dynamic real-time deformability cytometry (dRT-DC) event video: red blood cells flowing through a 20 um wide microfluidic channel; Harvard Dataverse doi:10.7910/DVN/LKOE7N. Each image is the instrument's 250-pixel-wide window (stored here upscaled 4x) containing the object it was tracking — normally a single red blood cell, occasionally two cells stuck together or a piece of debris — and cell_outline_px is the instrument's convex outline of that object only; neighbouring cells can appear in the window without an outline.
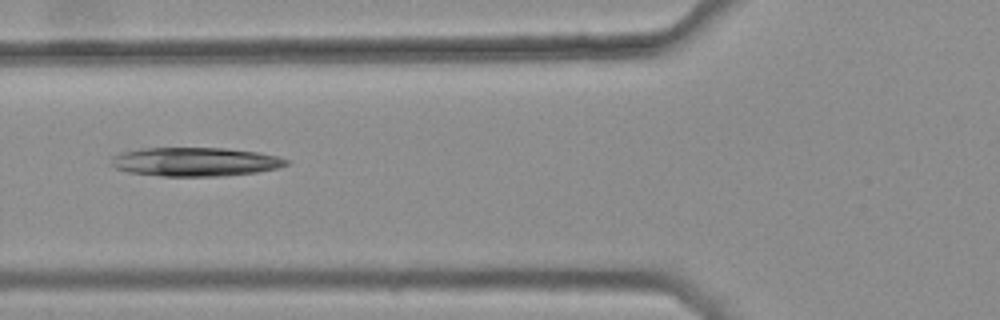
{"species": "common noctule bat (a hibernating species)", "species_latin": "Nyctalus noctula", "temperature_condition": "warm", "stored_images_in_passage": 4, "camera_frame_rate_fps": 3000, "um_per_image_px": 0.085, "animal": {"sex": "female", "body_mass_g": 25.1}, "frame": {"image": 1, "passage_image": 3, "time_ms": 0.667, "image_size_px": [1000, 320], "cell_outline_px": [[292, 160], [288, 164], [276, 168], [256, 172], [220, 176], [160, 176], [128, 172], [116, 168], [108, 164], [112, 156], [120, 152], [140, 148], [224, 148], [260, 152], [280, 156]], "centroid_in_image_um": [16.58, 13.74], "position_along_channel_um": 109.2, "area_um2": 29.77}}
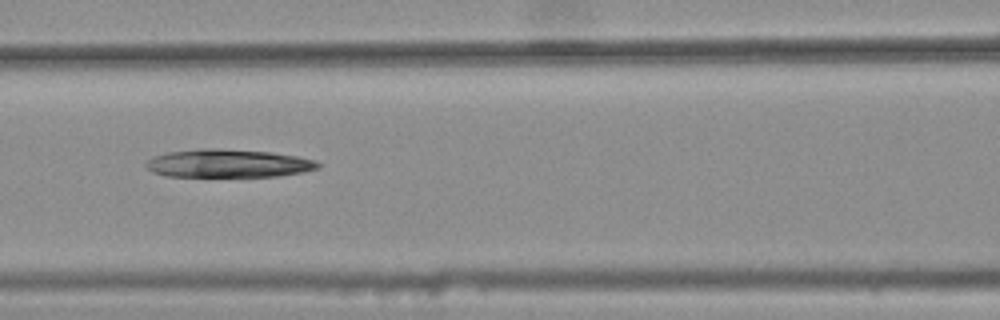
{"frame": {"image": 2, "passage_image": 4, "time_ms": 1.0, "image_size_px": [1000, 320], "cell_outline_px": [[320, 168], [280, 176], [164, 176], [152, 172], [144, 164], [152, 156], [168, 152], [204, 148], [212, 148], [268, 152], [296, 156], [316, 160], [320, 164]], "centroid_in_image_um": [19.36, 13.89], "position_along_channel_um": 147.2, "area_um2": 28.03}}